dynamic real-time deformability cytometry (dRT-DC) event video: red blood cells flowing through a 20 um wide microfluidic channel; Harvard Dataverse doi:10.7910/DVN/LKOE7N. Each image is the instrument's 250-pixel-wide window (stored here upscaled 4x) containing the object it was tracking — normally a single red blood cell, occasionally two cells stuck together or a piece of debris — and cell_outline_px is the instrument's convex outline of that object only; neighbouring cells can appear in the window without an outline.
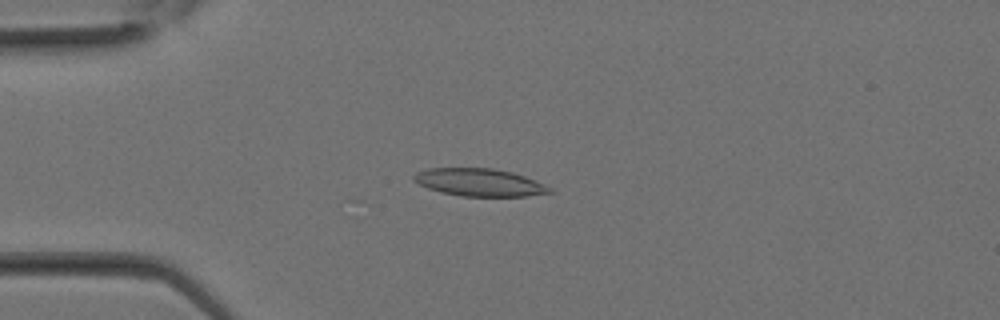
{"species": "Egyptian fruit bat (a non-hibernating species)", "species_latin": "Rousettus aegyptiacus", "temperature_condition": "room temperature", "stored_images_in_passage": 30, "camera_frame_rate_fps": 3000, "um_per_image_px": 0.085, "animal": {"sex": "female"}, "frame": {"image": 1, "passage_image": 8, "time_ms": 2.333, "image_size_px": [1000, 320], "cell_outline_px": [[556, 192], [528, 196], [460, 196], [440, 192], [428, 188], [412, 180], [412, 176], [416, 172], [428, 168], [492, 168], [512, 172], [524, 176], [544, 184], [552, 188]], "centroid_in_image_um": [40.76, 15.5], "position_along_channel_um": 44.2, "area_um2": 21.96}}
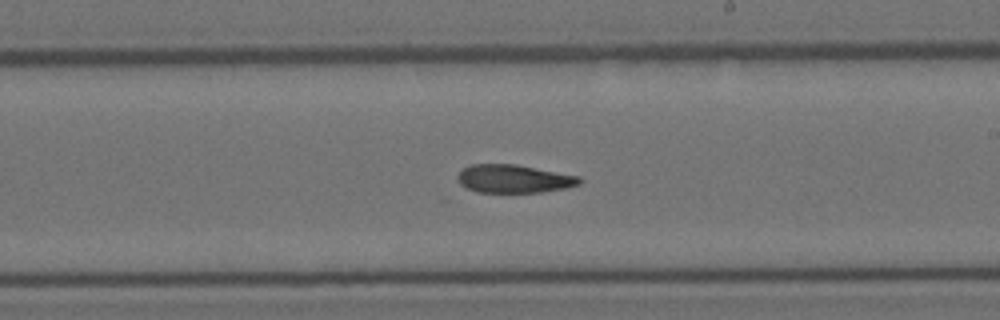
{"frame": {"image": 2, "passage_image": 18, "time_ms": 5.667, "image_size_px": [1000, 320], "cell_outline_px": [[584, 180], [580, 184], [564, 188], [540, 192], [476, 192], [464, 188], [460, 184], [456, 176], [464, 168], [472, 164], [516, 164], [580, 176]], "centroid_in_image_um": [43.67, 15.19], "position_along_channel_um": 245.3, "area_um2": 20.11}}
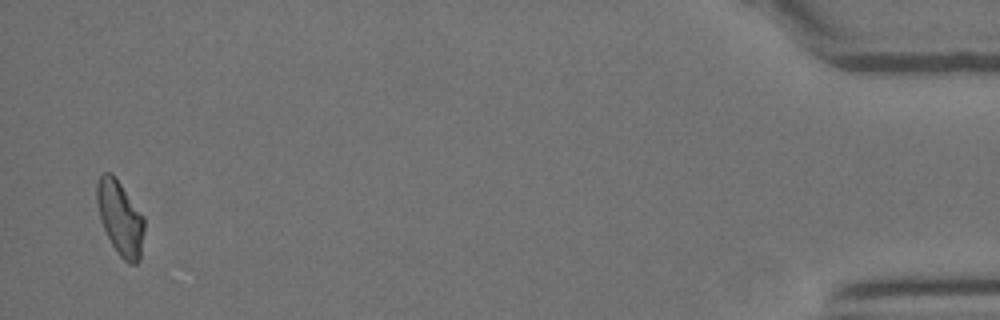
{"frame": {"image": 3, "passage_image": 30, "time_ms": 9.667, "image_size_px": [1000, 320], "cell_outline_px": [[144, 232], [140, 260], [136, 264], [128, 264], [116, 252], [100, 220], [96, 200], [96, 184], [100, 176], [104, 172], [112, 172], [116, 176], [144, 216]], "centroid_in_image_um": [10.22, 18.51], "position_along_channel_um": 425.0, "area_um2": 20.81}}